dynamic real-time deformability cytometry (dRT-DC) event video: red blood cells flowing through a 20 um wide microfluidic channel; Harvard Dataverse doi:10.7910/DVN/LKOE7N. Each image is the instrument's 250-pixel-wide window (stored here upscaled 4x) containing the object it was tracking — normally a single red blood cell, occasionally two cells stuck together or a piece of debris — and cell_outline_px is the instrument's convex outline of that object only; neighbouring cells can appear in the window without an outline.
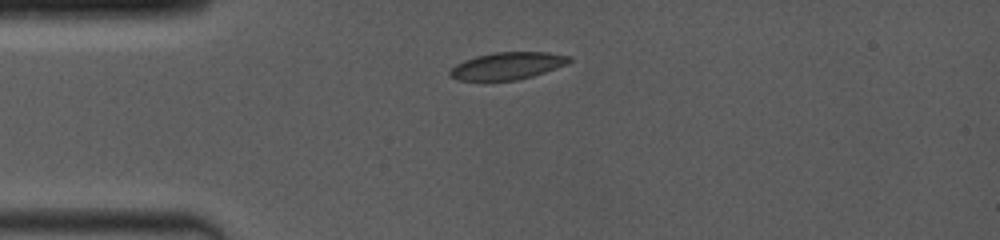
{"species": "common noctule bat (a hibernating species)", "species_latin": "Nyctalus noctula", "temperature_condition": "room temperature", "stored_images_in_passage": 2, "camera_frame_rate_fps": 4000, "um_per_image_px": 0.085, "animal": {"sex": "female", "body_mass_g": 19.0, "forearm_length_mm": 53.3}, "frame": {"image": 1, "passage_image": 1, "time_ms": 0.0, "image_size_px": [1000, 240], "cell_outline_px": [[572, 60], [564, 64], [544, 72], [532, 76], [516, 80], [456, 80], [448, 76], [448, 72], [456, 64], [464, 60], [476, 56], [492, 52], [548, 52], [572, 56]], "centroid_in_image_um": [43.09, 5.59], "position_along_channel_um": 41.9, "area_um2": 18.84}}